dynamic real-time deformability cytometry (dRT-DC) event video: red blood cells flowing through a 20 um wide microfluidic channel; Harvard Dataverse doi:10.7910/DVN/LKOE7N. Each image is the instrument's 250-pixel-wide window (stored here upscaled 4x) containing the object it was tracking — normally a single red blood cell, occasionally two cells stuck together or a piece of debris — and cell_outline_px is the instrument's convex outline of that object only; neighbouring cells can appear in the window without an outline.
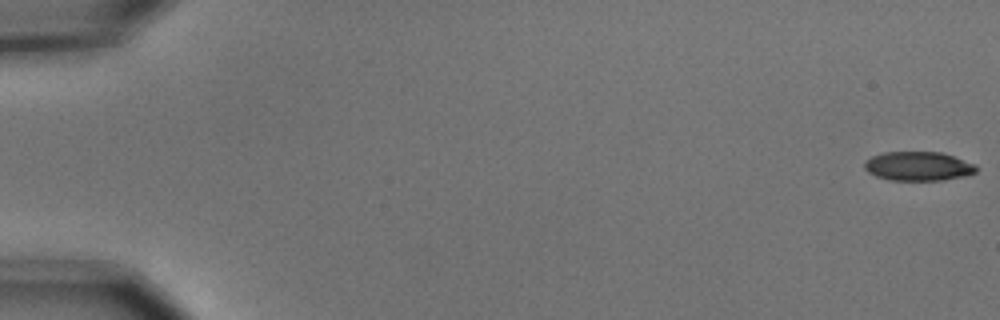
{"species": "common noctule bat (a hibernating species)", "species_latin": "Nyctalus noctula", "temperature_condition": "cold", "stored_images_in_passage": 6, "camera_frame_rate_fps": 3000, "um_per_image_px": 0.085, "animal": {"sex": "male", "body_mass_g": 15.6}, "frame": {"image": 1, "passage_image": 1, "time_ms": 0.0, "image_size_px": [1000, 320], "cell_outline_px": [[980, 168], [976, 172], [964, 176], [944, 180], [892, 180], [876, 176], [868, 172], [864, 168], [864, 160], [872, 156], [884, 152], [940, 152], [976, 164]], "centroid_in_image_um": [78.06, 14.12], "position_along_channel_um": 6.9, "area_um2": 19.02}}
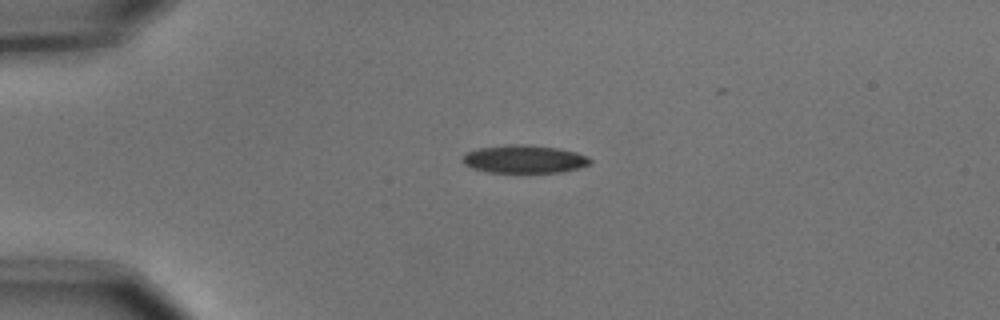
{"frame": {"image": 2, "passage_image": 4, "time_ms": 1.0, "image_size_px": [1000, 320], "cell_outline_px": [[592, 164], [564, 172], [488, 172], [472, 168], [464, 164], [460, 160], [468, 152], [476, 148], [512, 144], [528, 144], [556, 148], [576, 152], [588, 156], [592, 160]], "centroid_in_image_um": [44.58, 13.52], "position_along_channel_um": 40.4, "area_um2": 20.92}}
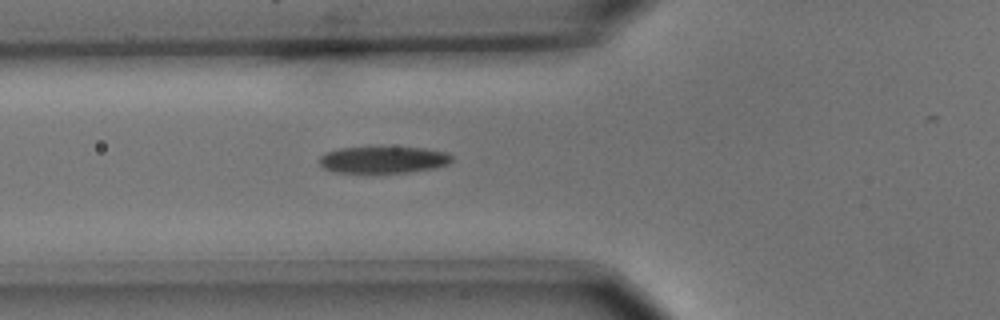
{"frame": {"image": 3, "passage_image": 6, "time_ms": 1.667, "image_size_px": [1000, 320], "cell_outline_px": [[452, 160], [448, 164], [432, 168], [408, 172], [332, 172], [324, 168], [320, 164], [320, 156], [328, 152], [340, 148], [424, 148], [444, 152], [452, 156]], "centroid_in_image_um": [32.57, 13.59], "position_along_channel_um": 93.2, "area_um2": 20.11}}